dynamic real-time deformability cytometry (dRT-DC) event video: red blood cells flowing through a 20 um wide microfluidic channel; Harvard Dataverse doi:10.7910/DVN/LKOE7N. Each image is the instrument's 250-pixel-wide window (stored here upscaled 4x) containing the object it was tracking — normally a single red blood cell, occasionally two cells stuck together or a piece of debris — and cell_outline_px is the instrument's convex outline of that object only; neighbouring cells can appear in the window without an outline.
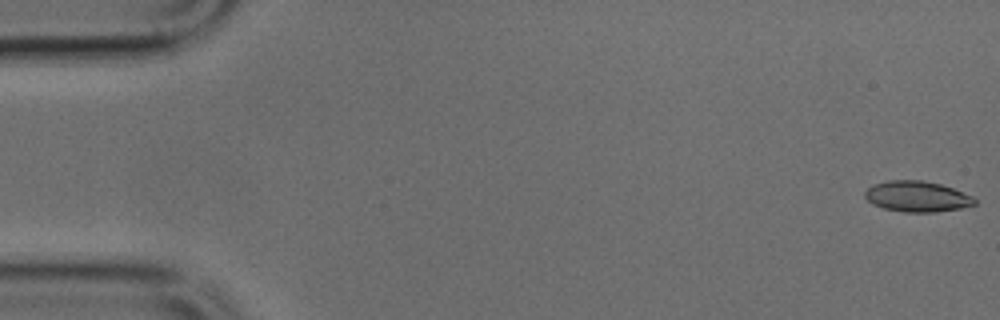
{"species": "common noctule bat (a hibernating species)", "species_latin": "Nyctalus noctula", "temperature_condition": "cold", "stored_images_in_passage": 12, "camera_frame_rate_fps": 3000, "um_per_image_px": 0.085, "animal": {"sex": "male", "body_mass_g": 17.9, "forearm_length_mm": 54.2}, "frame": {"image": 1, "passage_image": 1, "time_ms": 0.0, "image_size_px": [1000, 320], "cell_outline_px": [[976, 204], [960, 208], [936, 212], [904, 212], [884, 208], [872, 204], [864, 196], [864, 192], [872, 184], [888, 180], [924, 180], [940, 184], [952, 188], [972, 196], [976, 200]], "centroid_in_image_um": [77.92, 16.69], "position_along_channel_um": 7.1, "area_um2": 19.65}}
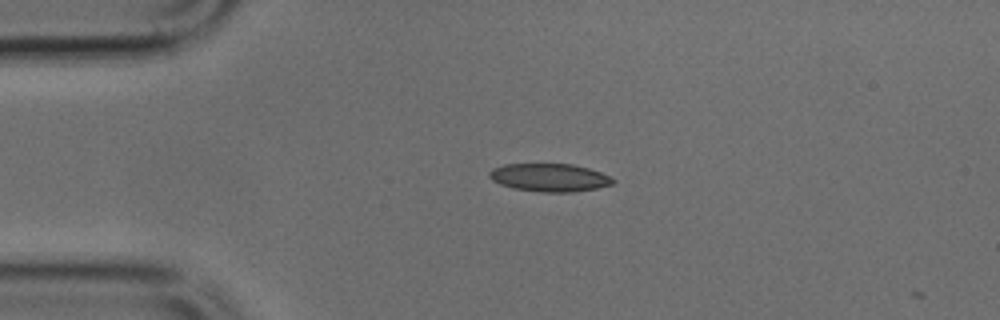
{"frame": {"image": 2, "passage_image": 11, "time_ms": 3.333, "image_size_px": [1000, 320], "cell_outline_px": [[616, 180], [612, 184], [596, 188], [572, 192], [540, 192], [512, 188], [500, 184], [492, 180], [488, 176], [488, 172], [492, 168], [504, 164], [572, 164], [588, 168], [600, 172]], "centroid_in_image_um": [46.67, 15.09], "position_along_channel_um": 38.3, "area_um2": 20.17}}